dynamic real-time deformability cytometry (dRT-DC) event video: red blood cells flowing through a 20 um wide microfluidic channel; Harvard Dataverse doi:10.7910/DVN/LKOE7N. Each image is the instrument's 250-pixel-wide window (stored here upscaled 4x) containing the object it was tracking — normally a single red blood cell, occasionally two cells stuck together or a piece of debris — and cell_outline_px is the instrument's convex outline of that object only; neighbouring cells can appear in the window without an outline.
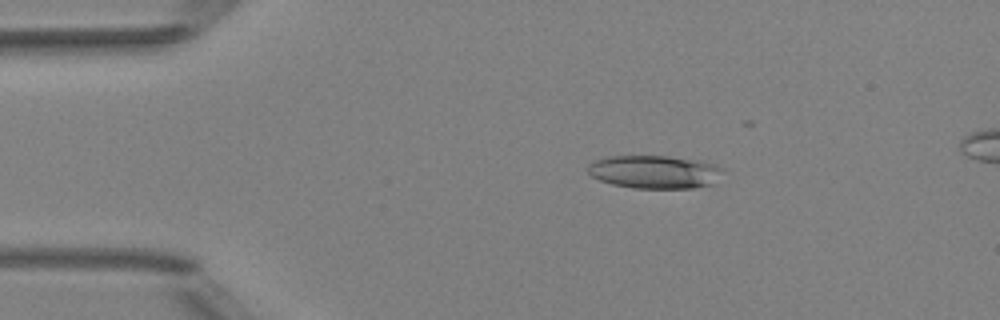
{"species": "Egyptian fruit bat (a non-hibernating species)", "species_latin": "Rousettus aegyptiacus", "temperature_condition": "room temperature", "stored_images_in_passage": 6, "camera_frame_rate_fps": 3000, "um_per_image_px": 0.085, "animal": {"sex": "female"}, "frame": {"image": 1, "passage_image": 2, "time_ms": 1.333, "image_size_px": [1000, 320], "cell_outline_px": [[724, 168], [716, 184], [692, 188], [632, 188], [612, 184], [600, 180], [592, 176], [588, 172], [588, 164], [592, 160], [608, 156], [668, 156], [692, 160], [712, 164]], "centroid_in_image_um": [55.62, 14.62], "position_along_channel_um": 29.4, "area_um2": 26.13}}
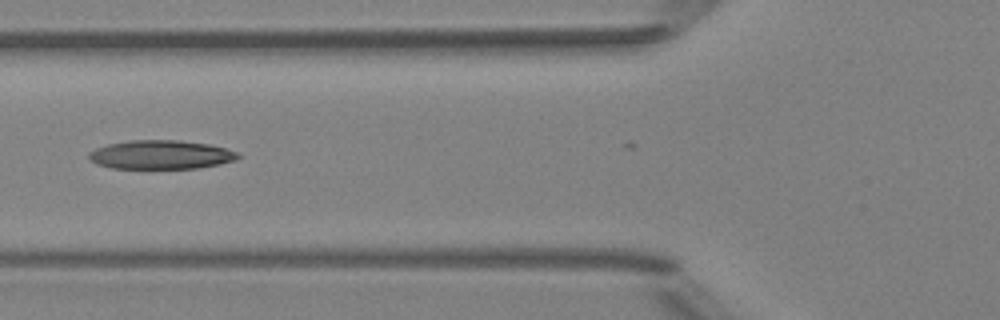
{"frame": {"image": 2, "passage_image": 5, "time_ms": 4.667, "image_size_px": [1000, 320], "cell_outline_px": [[240, 156], [236, 160], [220, 164], [196, 168], [112, 168], [96, 164], [88, 156], [88, 152], [96, 148], [108, 144], [132, 140], [180, 140], [208, 144], [224, 148], [236, 152]], "centroid_in_image_um": [13.66, 13.15], "position_along_channel_um": 112.1, "area_um2": 24.91}}
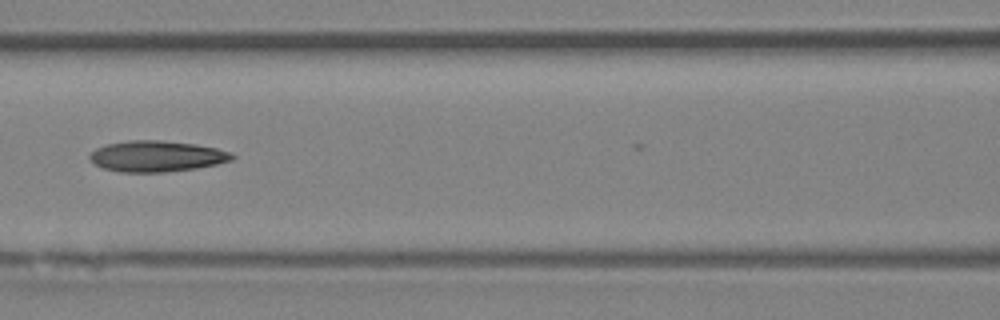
{"frame": {"image": 3, "passage_image": 6, "time_ms": 5.667, "image_size_px": [1000, 320], "cell_outline_px": [[236, 156], [232, 160], [216, 164], [196, 168], [164, 172], [120, 172], [104, 168], [96, 164], [88, 156], [96, 148], [108, 144], [132, 140], [160, 140], [196, 144], [216, 148], [232, 152]], "centroid_in_image_um": [13.36, 13.28], "position_along_channel_um": 153.2, "area_um2": 25.55}}